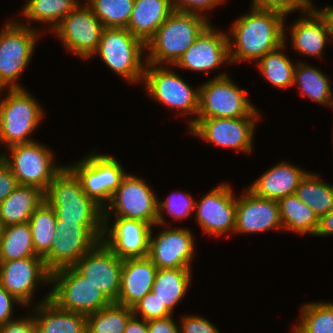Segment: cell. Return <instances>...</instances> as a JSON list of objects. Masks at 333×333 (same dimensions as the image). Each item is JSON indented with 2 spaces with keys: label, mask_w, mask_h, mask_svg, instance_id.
Listing matches in <instances>:
<instances>
[{
  "label": "cell",
  "mask_w": 333,
  "mask_h": 333,
  "mask_svg": "<svg viewBox=\"0 0 333 333\" xmlns=\"http://www.w3.org/2000/svg\"><path fill=\"white\" fill-rule=\"evenodd\" d=\"M287 16L275 10L250 7L227 32L230 65L254 61L284 44Z\"/></svg>",
  "instance_id": "obj_1"
},
{
  "label": "cell",
  "mask_w": 333,
  "mask_h": 333,
  "mask_svg": "<svg viewBox=\"0 0 333 333\" xmlns=\"http://www.w3.org/2000/svg\"><path fill=\"white\" fill-rule=\"evenodd\" d=\"M196 13L174 10L145 44L146 64L174 66L211 23Z\"/></svg>",
  "instance_id": "obj_2"
},
{
  "label": "cell",
  "mask_w": 333,
  "mask_h": 333,
  "mask_svg": "<svg viewBox=\"0 0 333 333\" xmlns=\"http://www.w3.org/2000/svg\"><path fill=\"white\" fill-rule=\"evenodd\" d=\"M0 145L31 143V137L46 117V111L26 88L0 89Z\"/></svg>",
  "instance_id": "obj_3"
},
{
  "label": "cell",
  "mask_w": 333,
  "mask_h": 333,
  "mask_svg": "<svg viewBox=\"0 0 333 333\" xmlns=\"http://www.w3.org/2000/svg\"><path fill=\"white\" fill-rule=\"evenodd\" d=\"M22 22L12 17L0 29V89L25 88L19 79L42 37L40 28Z\"/></svg>",
  "instance_id": "obj_4"
},
{
  "label": "cell",
  "mask_w": 333,
  "mask_h": 333,
  "mask_svg": "<svg viewBox=\"0 0 333 333\" xmlns=\"http://www.w3.org/2000/svg\"><path fill=\"white\" fill-rule=\"evenodd\" d=\"M144 52L145 44L127 28H104L98 49L92 57L99 56L127 84L138 85L142 84L146 66Z\"/></svg>",
  "instance_id": "obj_5"
},
{
  "label": "cell",
  "mask_w": 333,
  "mask_h": 333,
  "mask_svg": "<svg viewBox=\"0 0 333 333\" xmlns=\"http://www.w3.org/2000/svg\"><path fill=\"white\" fill-rule=\"evenodd\" d=\"M199 86L197 118L262 117L248 92L221 72Z\"/></svg>",
  "instance_id": "obj_6"
},
{
  "label": "cell",
  "mask_w": 333,
  "mask_h": 333,
  "mask_svg": "<svg viewBox=\"0 0 333 333\" xmlns=\"http://www.w3.org/2000/svg\"><path fill=\"white\" fill-rule=\"evenodd\" d=\"M171 67L146 64L141 85H144L147 96L154 102L177 110V115H193L187 121L189 128L197 119L199 86L188 84L175 72L174 66Z\"/></svg>",
  "instance_id": "obj_7"
},
{
  "label": "cell",
  "mask_w": 333,
  "mask_h": 333,
  "mask_svg": "<svg viewBox=\"0 0 333 333\" xmlns=\"http://www.w3.org/2000/svg\"><path fill=\"white\" fill-rule=\"evenodd\" d=\"M45 201L57 220L76 223H104L103 209L83 191L80 180L65 166L49 184Z\"/></svg>",
  "instance_id": "obj_8"
},
{
  "label": "cell",
  "mask_w": 333,
  "mask_h": 333,
  "mask_svg": "<svg viewBox=\"0 0 333 333\" xmlns=\"http://www.w3.org/2000/svg\"><path fill=\"white\" fill-rule=\"evenodd\" d=\"M41 143L36 140L11 145L1 154L19 185L34 186L45 193L54 177L66 165L56 164L54 151Z\"/></svg>",
  "instance_id": "obj_9"
},
{
  "label": "cell",
  "mask_w": 333,
  "mask_h": 333,
  "mask_svg": "<svg viewBox=\"0 0 333 333\" xmlns=\"http://www.w3.org/2000/svg\"><path fill=\"white\" fill-rule=\"evenodd\" d=\"M95 152L65 165L80 180L84 193L104 210L127 172L112 154Z\"/></svg>",
  "instance_id": "obj_10"
},
{
  "label": "cell",
  "mask_w": 333,
  "mask_h": 333,
  "mask_svg": "<svg viewBox=\"0 0 333 333\" xmlns=\"http://www.w3.org/2000/svg\"><path fill=\"white\" fill-rule=\"evenodd\" d=\"M104 223H76L57 220L56 234L50 251L43 257L47 270L73 267L101 240Z\"/></svg>",
  "instance_id": "obj_11"
},
{
  "label": "cell",
  "mask_w": 333,
  "mask_h": 333,
  "mask_svg": "<svg viewBox=\"0 0 333 333\" xmlns=\"http://www.w3.org/2000/svg\"><path fill=\"white\" fill-rule=\"evenodd\" d=\"M50 300L64 310L89 315L112 302L73 267L50 273Z\"/></svg>",
  "instance_id": "obj_12"
},
{
  "label": "cell",
  "mask_w": 333,
  "mask_h": 333,
  "mask_svg": "<svg viewBox=\"0 0 333 333\" xmlns=\"http://www.w3.org/2000/svg\"><path fill=\"white\" fill-rule=\"evenodd\" d=\"M159 198L142 177L127 173L103 210V221L113 217L141 220L155 226L158 219ZM113 216V217H112Z\"/></svg>",
  "instance_id": "obj_13"
},
{
  "label": "cell",
  "mask_w": 333,
  "mask_h": 333,
  "mask_svg": "<svg viewBox=\"0 0 333 333\" xmlns=\"http://www.w3.org/2000/svg\"><path fill=\"white\" fill-rule=\"evenodd\" d=\"M261 117L197 118L187 129L190 134L217 147L251 154L256 124Z\"/></svg>",
  "instance_id": "obj_14"
},
{
  "label": "cell",
  "mask_w": 333,
  "mask_h": 333,
  "mask_svg": "<svg viewBox=\"0 0 333 333\" xmlns=\"http://www.w3.org/2000/svg\"><path fill=\"white\" fill-rule=\"evenodd\" d=\"M104 26L83 1L51 32L64 49L81 60H91L97 51Z\"/></svg>",
  "instance_id": "obj_15"
},
{
  "label": "cell",
  "mask_w": 333,
  "mask_h": 333,
  "mask_svg": "<svg viewBox=\"0 0 333 333\" xmlns=\"http://www.w3.org/2000/svg\"><path fill=\"white\" fill-rule=\"evenodd\" d=\"M235 195L233 187L224 182L213 187L199 201L195 199L194 219L203 233L215 238L234 233L237 206Z\"/></svg>",
  "instance_id": "obj_16"
},
{
  "label": "cell",
  "mask_w": 333,
  "mask_h": 333,
  "mask_svg": "<svg viewBox=\"0 0 333 333\" xmlns=\"http://www.w3.org/2000/svg\"><path fill=\"white\" fill-rule=\"evenodd\" d=\"M154 227H161L158 234L153 235ZM166 227V229H165ZM154 228V229H153ZM188 227H167L156 224L150 234L148 258L157 269L192 268L195 257V236Z\"/></svg>",
  "instance_id": "obj_17"
},
{
  "label": "cell",
  "mask_w": 333,
  "mask_h": 333,
  "mask_svg": "<svg viewBox=\"0 0 333 333\" xmlns=\"http://www.w3.org/2000/svg\"><path fill=\"white\" fill-rule=\"evenodd\" d=\"M0 285L29 309L36 305V288L50 286V272L42 257L0 261Z\"/></svg>",
  "instance_id": "obj_18"
},
{
  "label": "cell",
  "mask_w": 333,
  "mask_h": 333,
  "mask_svg": "<svg viewBox=\"0 0 333 333\" xmlns=\"http://www.w3.org/2000/svg\"><path fill=\"white\" fill-rule=\"evenodd\" d=\"M215 27L210 23L201 32L174 65L175 69L207 74L223 64H231L227 32Z\"/></svg>",
  "instance_id": "obj_19"
},
{
  "label": "cell",
  "mask_w": 333,
  "mask_h": 333,
  "mask_svg": "<svg viewBox=\"0 0 333 333\" xmlns=\"http://www.w3.org/2000/svg\"><path fill=\"white\" fill-rule=\"evenodd\" d=\"M123 259L115 255L102 241L85 253L73 268L99 288L111 301L117 302Z\"/></svg>",
  "instance_id": "obj_20"
},
{
  "label": "cell",
  "mask_w": 333,
  "mask_h": 333,
  "mask_svg": "<svg viewBox=\"0 0 333 333\" xmlns=\"http://www.w3.org/2000/svg\"><path fill=\"white\" fill-rule=\"evenodd\" d=\"M104 221L102 242L120 259L148 257L152 227L141 220Z\"/></svg>",
  "instance_id": "obj_21"
},
{
  "label": "cell",
  "mask_w": 333,
  "mask_h": 333,
  "mask_svg": "<svg viewBox=\"0 0 333 333\" xmlns=\"http://www.w3.org/2000/svg\"><path fill=\"white\" fill-rule=\"evenodd\" d=\"M237 196L236 226L233 234H258L283 231L276 200L256 196L244 187Z\"/></svg>",
  "instance_id": "obj_22"
},
{
  "label": "cell",
  "mask_w": 333,
  "mask_h": 333,
  "mask_svg": "<svg viewBox=\"0 0 333 333\" xmlns=\"http://www.w3.org/2000/svg\"><path fill=\"white\" fill-rule=\"evenodd\" d=\"M299 15L296 21L289 24L292 48L299 55L321 59L328 42L332 43L329 20L317 6Z\"/></svg>",
  "instance_id": "obj_23"
},
{
  "label": "cell",
  "mask_w": 333,
  "mask_h": 333,
  "mask_svg": "<svg viewBox=\"0 0 333 333\" xmlns=\"http://www.w3.org/2000/svg\"><path fill=\"white\" fill-rule=\"evenodd\" d=\"M290 161L277 162L254 180L247 188L256 196L271 200H280L294 194L300 181L308 172Z\"/></svg>",
  "instance_id": "obj_24"
},
{
  "label": "cell",
  "mask_w": 333,
  "mask_h": 333,
  "mask_svg": "<svg viewBox=\"0 0 333 333\" xmlns=\"http://www.w3.org/2000/svg\"><path fill=\"white\" fill-rule=\"evenodd\" d=\"M157 274V266L148 258L123 259L118 304L132 308L147 293Z\"/></svg>",
  "instance_id": "obj_25"
},
{
  "label": "cell",
  "mask_w": 333,
  "mask_h": 333,
  "mask_svg": "<svg viewBox=\"0 0 333 333\" xmlns=\"http://www.w3.org/2000/svg\"><path fill=\"white\" fill-rule=\"evenodd\" d=\"M37 333H87L86 315L64 310L50 300V292L30 307Z\"/></svg>",
  "instance_id": "obj_26"
},
{
  "label": "cell",
  "mask_w": 333,
  "mask_h": 333,
  "mask_svg": "<svg viewBox=\"0 0 333 333\" xmlns=\"http://www.w3.org/2000/svg\"><path fill=\"white\" fill-rule=\"evenodd\" d=\"M173 11L171 0H134L127 29L146 44Z\"/></svg>",
  "instance_id": "obj_27"
},
{
  "label": "cell",
  "mask_w": 333,
  "mask_h": 333,
  "mask_svg": "<svg viewBox=\"0 0 333 333\" xmlns=\"http://www.w3.org/2000/svg\"><path fill=\"white\" fill-rule=\"evenodd\" d=\"M44 201V192L39 188L18 185L0 204V220L5 226L26 223Z\"/></svg>",
  "instance_id": "obj_28"
},
{
  "label": "cell",
  "mask_w": 333,
  "mask_h": 333,
  "mask_svg": "<svg viewBox=\"0 0 333 333\" xmlns=\"http://www.w3.org/2000/svg\"><path fill=\"white\" fill-rule=\"evenodd\" d=\"M192 268L157 269L152 292L173 313L187 296L192 282Z\"/></svg>",
  "instance_id": "obj_29"
},
{
  "label": "cell",
  "mask_w": 333,
  "mask_h": 333,
  "mask_svg": "<svg viewBox=\"0 0 333 333\" xmlns=\"http://www.w3.org/2000/svg\"><path fill=\"white\" fill-rule=\"evenodd\" d=\"M80 3V0H27L20 11L26 21L22 24L31 27V23L38 22L47 27L41 32H52Z\"/></svg>",
  "instance_id": "obj_30"
},
{
  "label": "cell",
  "mask_w": 333,
  "mask_h": 333,
  "mask_svg": "<svg viewBox=\"0 0 333 333\" xmlns=\"http://www.w3.org/2000/svg\"><path fill=\"white\" fill-rule=\"evenodd\" d=\"M284 27V44L277 49L266 53L257 62L256 66L258 71L263 76L264 80L272 84L273 88L287 89L293 87L294 83V71L297 62H293L292 59L287 56L285 49L288 42L286 39V30ZM284 51V52H283Z\"/></svg>",
  "instance_id": "obj_31"
},
{
  "label": "cell",
  "mask_w": 333,
  "mask_h": 333,
  "mask_svg": "<svg viewBox=\"0 0 333 333\" xmlns=\"http://www.w3.org/2000/svg\"><path fill=\"white\" fill-rule=\"evenodd\" d=\"M283 231L295 232L301 236H314L319 218L297 195L290 194L277 201Z\"/></svg>",
  "instance_id": "obj_32"
},
{
  "label": "cell",
  "mask_w": 333,
  "mask_h": 333,
  "mask_svg": "<svg viewBox=\"0 0 333 333\" xmlns=\"http://www.w3.org/2000/svg\"><path fill=\"white\" fill-rule=\"evenodd\" d=\"M323 72L322 69L310 65L308 62L297 61L293 85L298 87L303 98L305 96L321 106H328L332 82Z\"/></svg>",
  "instance_id": "obj_33"
},
{
  "label": "cell",
  "mask_w": 333,
  "mask_h": 333,
  "mask_svg": "<svg viewBox=\"0 0 333 333\" xmlns=\"http://www.w3.org/2000/svg\"><path fill=\"white\" fill-rule=\"evenodd\" d=\"M295 194L318 218L333 209V184L320 179L317 173L307 172Z\"/></svg>",
  "instance_id": "obj_34"
},
{
  "label": "cell",
  "mask_w": 333,
  "mask_h": 333,
  "mask_svg": "<svg viewBox=\"0 0 333 333\" xmlns=\"http://www.w3.org/2000/svg\"><path fill=\"white\" fill-rule=\"evenodd\" d=\"M55 210L44 201L31 215L28 223L35 254L44 257L49 251L56 234Z\"/></svg>",
  "instance_id": "obj_35"
},
{
  "label": "cell",
  "mask_w": 333,
  "mask_h": 333,
  "mask_svg": "<svg viewBox=\"0 0 333 333\" xmlns=\"http://www.w3.org/2000/svg\"><path fill=\"white\" fill-rule=\"evenodd\" d=\"M28 257H40L35 254L29 223L5 226L0 242V261Z\"/></svg>",
  "instance_id": "obj_36"
},
{
  "label": "cell",
  "mask_w": 333,
  "mask_h": 333,
  "mask_svg": "<svg viewBox=\"0 0 333 333\" xmlns=\"http://www.w3.org/2000/svg\"><path fill=\"white\" fill-rule=\"evenodd\" d=\"M133 315L130 307L116 302L86 316L87 333H124L129 318Z\"/></svg>",
  "instance_id": "obj_37"
},
{
  "label": "cell",
  "mask_w": 333,
  "mask_h": 333,
  "mask_svg": "<svg viewBox=\"0 0 333 333\" xmlns=\"http://www.w3.org/2000/svg\"><path fill=\"white\" fill-rule=\"evenodd\" d=\"M299 321L293 326L300 333H333V303L312 301L301 305Z\"/></svg>",
  "instance_id": "obj_38"
},
{
  "label": "cell",
  "mask_w": 333,
  "mask_h": 333,
  "mask_svg": "<svg viewBox=\"0 0 333 333\" xmlns=\"http://www.w3.org/2000/svg\"><path fill=\"white\" fill-rule=\"evenodd\" d=\"M104 28H127L134 0H86Z\"/></svg>",
  "instance_id": "obj_39"
},
{
  "label": "cell",
  "mask_w": 333,
  "mask_h": 333,
  "mask_svg": "<svg viewBox=\"0 0 333 333\" xmlns=\"http://www.w3.org/2000/svg\"><path fill=\"white\" fill-rule=\"evenodd\" d=\"M159 198L158 205V219L157 224L159 225H169L165 220V214L167 213L173 220H184L188 216H192L195 208V198L190 192L175 191L171 192L165 201H161Z\"/></svg>",
  "instance_id": "obj_40"
},
{
  "label": "cell",
  "mask_w": 333,
  "mask_h": 333,
  "mask_svg": "<svg viewBox=\"0 0 333 333\" xmlns=\"http://www.w3.org/2000/svg\"><path fill=\"white\" fill-rule=\"evenodd\" d=\"M133 314L146 321L166 318L174 315L164 303L157 298L154 292L150 291L133 307Z\"/></svg>",
  "instance_id": "obj_41"
},
{
  "label": "cell",
  "mask_w": 333,
  "mask_h": 333,
  "mask_svg": "<svg viewBox=\"0 0 333 333\" xmlns=\"http://www.w3.org/2000/svg\"><path fill=\"white\" fill-rule=\"evenodd\" d=\"M312 0H251L250 6L258 9L275 10L288 17L289 14L302 13L314 5Z\"/></svg>",
  "instance_id": "obj_42"
},
{
  "label": "cell",
  "mask_w": 333,
  "mask_h": 333,
  "mask_svg": "<svg viewBox=\"0 0 333 333\" xmlns=\"http://www.w3.org/2000/svg\"><path fill=\"white\" fill-rule=\"evenodd\" d=\"M180 319L179 333H220L218 327L204 316L186 314Z\"/></svg>",
  "instance_id": "obj_43"
},
{
  "label": "cell",
  "mask_w": 333,
  "mask_h": 333,
  "mask_svg": "<svg viewBox=\"0 0 333 333\" xmlns=\"http://www.w3.org/2000/svg\"><path fill=\"white\" fill-rule=\"evenodd\" d=\"M173 9L176 11L196 13L207 17L205 13L213 10L217 6L223 5L226 0H171Z\"/></svg>",
  "instance_id": "obj_44"
},
{
  "label": "cell",
  "mask_w": 333,
  "mask_h": 333,
  "mask_svg": "<svg viewBox=\"0 0 333 333\" xmlns=\"http://www.w3.org/2000/svg\"><path fill=\"white\" fill-rule=\"evenodd\" d=\"M0 333H37L33 313L29 309L26 317L18 316L0 325Z\"/></svg>",
  "instance_id": "obj_45"
},
{
  "label": "cell",
  "mask_w": 333,
  "mask_h": 333,
  "mask_svg": "<svg viewBox=\"0 0 333 333\" xmlns=\"http://www.w3.org/2000/svg\"><path fill=\"white\" fill-rule=\"evenodd\" d=\"M15 305H21V307L25 308L20 301L0 285V325L17 318L14 315Z\"/></svg>",
  "instance_id": "obj_46"
},
{
  "label": "cell",
  "mask_w": 333,
  "mask_h": 333,
  "mask_svg": "<svg viewBox=\"0 0 333 333\" xmlns=\"http://www.w3.org/2000/svg\"><path fill=\"white\" fill-rule=\"evenodd\" d=\"M16 177L10 167L0 160V204L16 189L18 186Z\"/></svg>",
  "instance_id": "obj_47"
},
{
  "label": "cell",
  "mask_w": 333,
  "mask_h": 333,
  "mask_svg": "<svg viewBox=\"0 0 333 333\" xmlns=\"http://www.w3.org/2000/svg\"><path fill=\"white\" fill-rule=\"evenodd\" d=\"M173 316L147 321L148 333H179V324Z\"/></svg>",
  "instance_id": "obj_48"
},
{
  "label": "cell",
  "mask_w": 333,
  "mask_h": 333,
  "mask_svg": "<svg viewBox=\"0 0 333 333\" xmlns=\"http://www.w3.org/2000/svg\"><path fill=\"white\" fill-rule=\"evenodd\" d=\"M333 235V209L319 218L315 237H329Z\"/></svg>",
  "instance_id": "obj_49"
},
{
  "label": "cell",
  "mask_w": 333,
  "mask_h": 333,
  "mask_svg": "<svg viewBox=\"0 0 333 333\" xmlns=\"http://www.w3.org/2000/svg\"><path fill=\"white\" fill-rule=\"evenodd\" d=\"M124 333H148L147 321L133 314L126 324Z\"/></svg>",
  "instance_id": "obj_50"
},
{
  "label": "cell",
  "mask_w": 333,
  "mask_h": 333,
  "mask_svg": "<svg viewBox=\"0 0 333 333\" xmlns=\"http://www.w3.org/2000/svg\"><path fill=\"white\" fill-rule=\"evenodd\" d=\"M326 15V17L329 20L330 28H331V38H332V44H333V6L331 5H325L323 8H320Z\"/></svg>",
  "instance_id": "obj_51"
},
{
  "label": "cell",
  "mask_w": 333,
  "mask_h": 333,
  "mask_svg": "<svg viewBox=\"0 0 333 333\" xmlns=\"http://www.w3.org/2000/svg\"><path fill=\"white\" fill-rule=\"evenodd\" d=\"M5 225L0 220V242L4 234Z\"/></svg>",
  "instance_id": "obj_52"
},
{
  "label": "cell",
  "mask_w": 333,
  "mask_h": 333,
  "mask_svg": "<svg viewBox=\"0 0 333 333\" xmlns=\"http://www.w3.org/2000/svg\"><path fill=\"white\" fill-rule=\"evenodd\" d=\"M328 106L333 108V87L331 89L330 101Z\"/></svg>",
  "instance_id": "obj_53"
},
{
  "label": "cell",
  "mask_w": 333,
  "mask_h": 333,
  "mask_svg": "<svg viewBox=\"0 0 333 333\" xmlns=\"http://www.w3.org/2000/svg\"><path fill=\"white\" fill-rule=\"evenodd\" d=\"M291 333H300V332L292 325Z\"/></svg>",
  "instance_id": "obj_54"
}]
</instances>
